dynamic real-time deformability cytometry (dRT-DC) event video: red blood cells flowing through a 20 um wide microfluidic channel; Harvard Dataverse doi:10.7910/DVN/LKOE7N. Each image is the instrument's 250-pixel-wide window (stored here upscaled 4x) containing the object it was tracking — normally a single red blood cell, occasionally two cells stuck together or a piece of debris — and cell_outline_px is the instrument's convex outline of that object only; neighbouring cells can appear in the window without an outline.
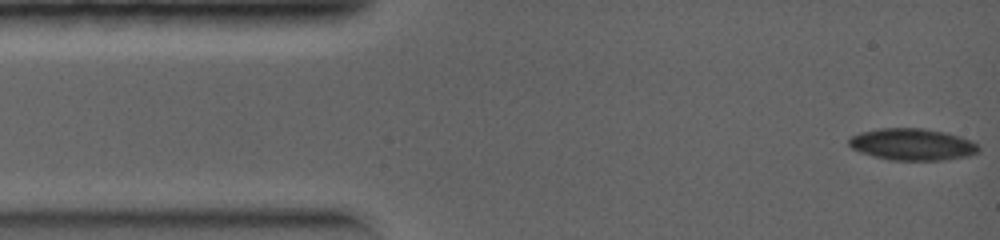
{"species": "common noctule bat (a hibernating species)", "species_latin": "Nyctalus noctula", "temperature_condition": "warm", "stored_images_in_passage": 46, "camera_frame_rate_fps": 5000, "um_per_image_px": 0.085, "animal": {"sex": "female", "body_mass_g": 19.0, "forearm_length_mm": 56.7}, "frame": {"image": 1, "passage_image": 1, "time_ms": 0.0, "image_size_px": [1000, 240], "cell_outline_px": [[980, 152], [968, 156], [944, 160], [892, 160], [860, 152], [852, 148], [848, 144], [848, 140], [852, 136], [860, 132], [880, 128], [924, 128], [944, 132], [960, 136], [972, 140], [980, 148]], "centroid_in_image_um": [77.58, 12.27], "position_along_channel_um": 7.4, "area_um2": 24.04}}
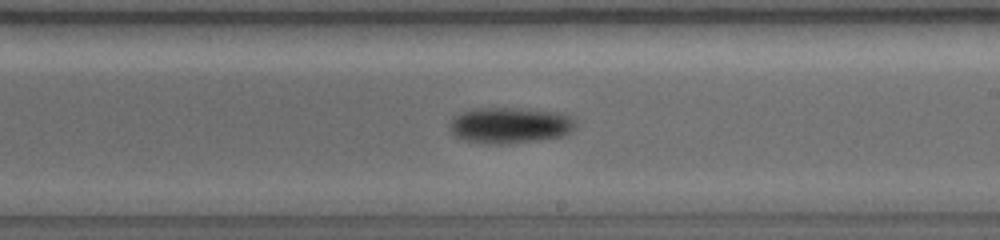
{"frame": {"image": 2, "passage_image": 28, "time_ms": 5.2, "image_size_px": [1000, 240], "cell_outline_px": [[576, 128], [572, 132], [564, 136], [536, 140], [496, 144], [484, 144], [460, 140], [448, 132], [448, 124], [452, 116], [460, 112], [472, 108], [512, 108], [552, 112], [568, 116], [576, 120]], "centroid_in_image_um": [43.23, 10.66], "position_along_channel_um": 245.8, "area_um2": 26.76}}
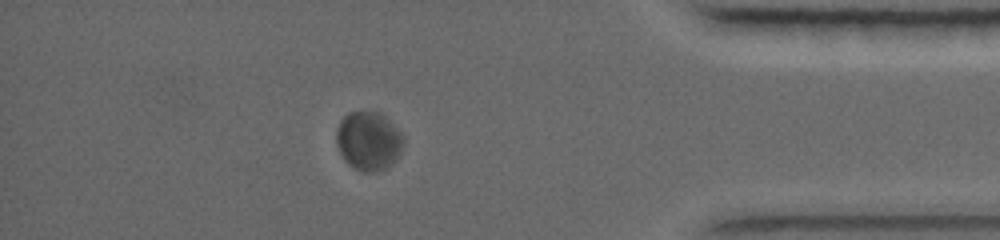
{"frame": {"image": 3, "passage_image": 40, "time_ms": 8.2, "image_size_px": [1000, 240], "cell_outline_px": [[404, 144], [396, 160], [392, 164], [376, 172], [364, 172], [348, 164], [340, 152], [336, 144], [336, 128], [340, 120], [348, 112], [380, 112], [404, 136]], "centroid_in_image_um": [31.32, 11.98], "position_along_channel_um": 403.9, "area_um2": 22.95}}